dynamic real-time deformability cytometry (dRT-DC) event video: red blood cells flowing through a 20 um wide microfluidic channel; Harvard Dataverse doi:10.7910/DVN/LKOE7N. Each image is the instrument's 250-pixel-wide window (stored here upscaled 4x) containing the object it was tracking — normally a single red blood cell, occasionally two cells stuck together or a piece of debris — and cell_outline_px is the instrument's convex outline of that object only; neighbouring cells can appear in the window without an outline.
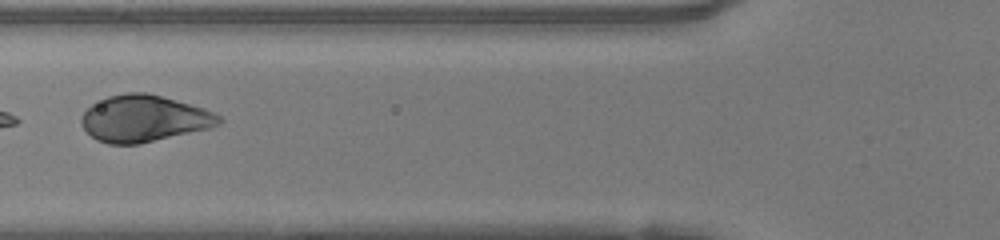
{"species": "human", "species_latin": "Homo sapiens", "temperature_condition": "warm", "stored_images_in_passage": 32, "camera_frame_rate_fps": 3000, "um_per_image_px": 0.085, "donor": {"sex": "female"}, "frame": {"image": 1, "passage_image": 17, "time_ms": 5.333, "image_size_px": [1000, 240], "cell_outline_px": [[224, 120], [220, 124], [212, 128], [140, 144], [108, 144], [96, 140], [80, 124], [80, 116], [92, 104], [108, 96], [124, 92], [148, 92], [204, 108], [220, 116]], "centroid_in_image_um": [12.25, 10.08], "position_along_channel_um": 113.6, "area_um2": 37.69}}